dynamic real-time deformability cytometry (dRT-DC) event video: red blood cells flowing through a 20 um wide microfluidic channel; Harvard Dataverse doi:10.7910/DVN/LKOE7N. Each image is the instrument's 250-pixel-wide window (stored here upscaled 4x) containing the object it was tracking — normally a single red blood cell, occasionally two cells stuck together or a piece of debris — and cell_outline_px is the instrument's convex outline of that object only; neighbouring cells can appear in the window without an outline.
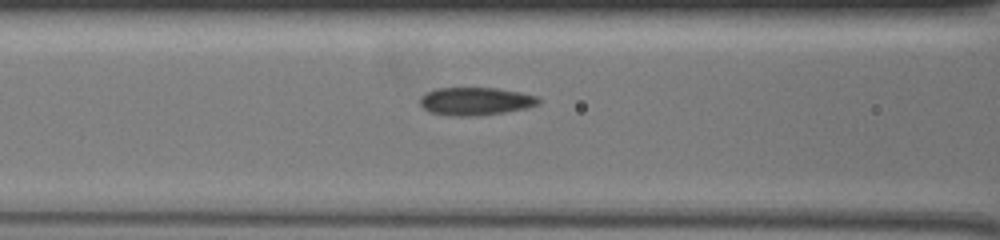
{"species": "common noctule bat (a hibernating species)", "species_latin": "Nyctalus noctula", "temperature_condition": "warm", "stored_images_in_passage": 57, "camera_frame_rate_fps": 3000, "um_per_image_px": 0.085, "animal": {"sex": "female", "body_mass_g": 19.5, "forearm_length_mm": 54.1}, "frame": {"image": 1, "passage_image": 29, "time_ms": 9.333, "image_size_px": [1000, 240], "cell_outline_px": [[540, 100], [536, 104], [524, 108], [504, 112], [480, 116], [452, 116], [432, 112], [424, 108], [420, 104], [420, 96], [436, 88], [496, 88], [520, 92], [536, 96]], "centroid_in_image_um": [40.39, 8.6], "position_along_channel_um": 126.2, "area_um2": 19.07}}
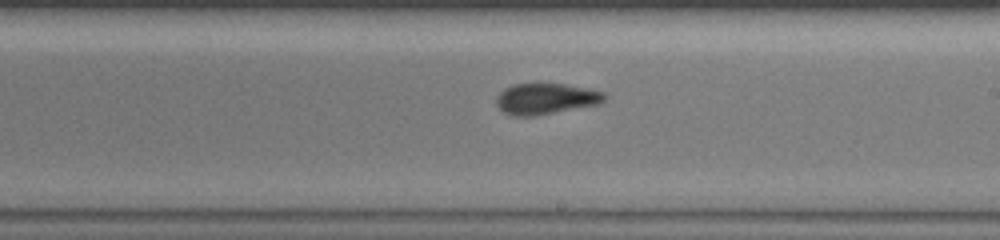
{"frame": {"image": 2, "passage_image": 40, "time_ms": 13.0, "image_size_px": [1000, 240], "cell_outline_px": [[604, 100], [596, 104], [536, 116], [512, 116], [504, 112], [496, 104], [496, 96], [504, 88], [512, 84], [564, 84], [604, 92]], "centroid_in_image_um": [46.32, 8.4], "position_along_channel_um": 242.7, "area_um2": 19.25}}
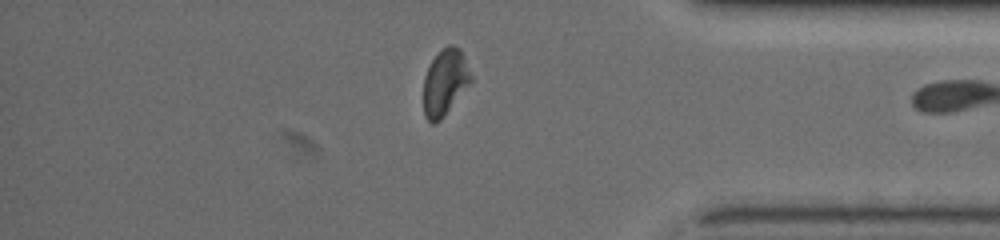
{"frame": {"image": 3, "passage_image": 56, "time_ms": 18.333, "image_size_px": [1000, 240], "cell_outline_px": [[472, 80], [444, 116], [436, 124], [432, 124], [424, 116], [424, 76], [432, 60], [448, 44], [452, 44], [460, 48], [472, 76]], "centroid_in_image_um": [37.81, 7.01], "position_along_channel_um": 397.4, "area_um2": 18.03}}